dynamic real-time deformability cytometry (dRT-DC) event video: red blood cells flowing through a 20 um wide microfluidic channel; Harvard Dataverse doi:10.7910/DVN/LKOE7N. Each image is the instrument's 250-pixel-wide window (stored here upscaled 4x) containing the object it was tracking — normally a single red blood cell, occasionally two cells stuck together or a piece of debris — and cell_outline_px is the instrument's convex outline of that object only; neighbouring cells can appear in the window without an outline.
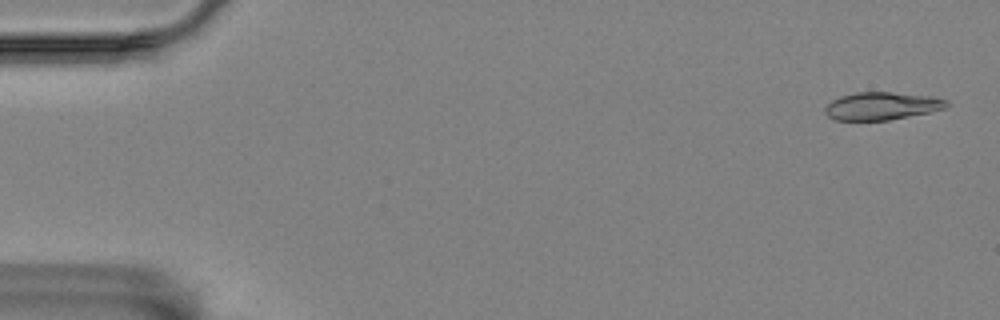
{"species": "Egyptian fruit bat (a non-hibernating species)", "species_latin": "Rousettus aegyptiacus", "temperature_condition": "room temperature", "stored_images_in_passage": 3, "camera_frame_rate_fps": 3000, "um_per_image_px": 0.085, "animal": {"sex": "female"}, "frame": {"image": 1, "passage_image": 1, "time_ms": 0.0, "image_size_px": [1000, 320], "cell_outline_px": [[948, 104], [944, 108], [928, 112], [888, 120], [836, 120], [828, 116], [824, 112], [824, 108], [832, 100], [840, 96], [856, 92], [892, 92], [932, 96], [948, 100]], "centroid_in_image_um": [74.92, 9.0], "position_along_channel_um": 10.1, "area_um2": 19.54}}